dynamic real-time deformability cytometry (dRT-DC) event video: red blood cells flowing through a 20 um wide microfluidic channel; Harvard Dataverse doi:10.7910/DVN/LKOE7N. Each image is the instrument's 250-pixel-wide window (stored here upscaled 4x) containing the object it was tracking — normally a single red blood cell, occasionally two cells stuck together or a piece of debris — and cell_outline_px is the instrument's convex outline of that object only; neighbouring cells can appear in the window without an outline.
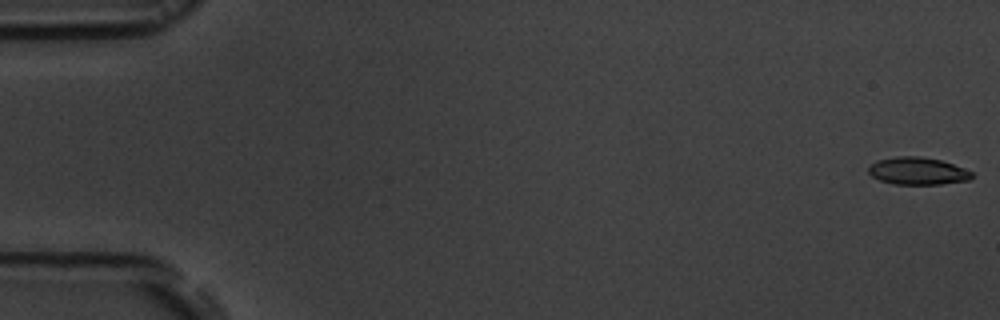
{"species": "common noctule bat (a hibernating species)", "species_latin": "Nyctalus noctula", "temperature_condition": "room temperature", "stored_images_in_passage": 56, "camera_frame_rate_fps": 3000, "um_per_image_px": 0.085, "animal": {"sex": "male", "body_mass_g": 19.5, "forearm_length_mm": 54.6}, "frame": {"image": 1, "passage_image": 1, "time_ms": 0.0, "image_size_px": [1000, 320], "cell_outline_px": [[972, 176], [968, 180], [940, 184], [896, 184], [880, 180], [872, 176], [868, 172], [868, 168], [876, 160], [896, 156], [920, 156], [940, 160], [964, 168], [972, 172]], "centroid_in_image_um": [77.98, 14.53], "position_along_channel_um": 7.0, "area_um2": 16.36}}
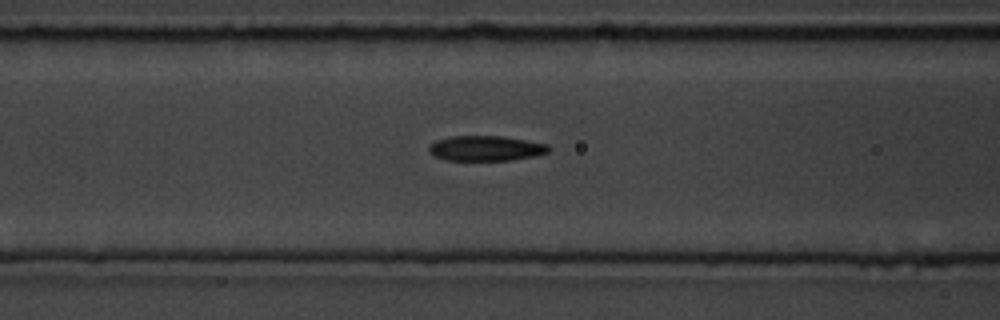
{"frame": {"image": 2, "passage_image": 23, "time_ms": 7.333, "image_size_px": [1000, 320], "cell_outline_px": [[552, 148], [548, 152], [532, 156], [512, 160], [448, 160], [436, 156], [428, 152], [428, 148], [436, 140], [452, 136], [500, 136], [548, 144]], "centroid_in_image_um": [41.3, 12.6], "position_along_channel_um": 125.3, "area_um2": 17.34}}
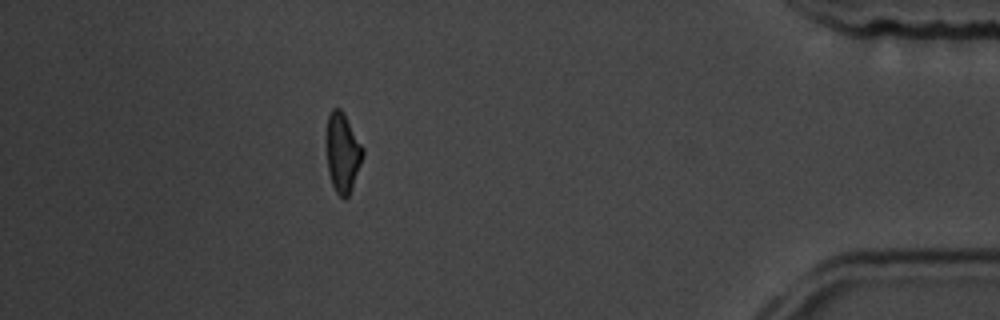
{"frame": {"image": 3, "passage_image": 50, "time_ms": 16.333, "image_size_px": [1000, 320], "cell_outline_px": [[364, 152], [352, 188], [348, 196], [340, 196], [336, 192], [332, 184], [328, 172], [328, 116], [332, 108], [340, 108], [344, 112], [364, 148]], "centroid_in_image_um": [29.15, 12.94], "position_along_channel_um": 406.1, "area_um2": 16.36}, "authors_computed_cell_mechanics": {"area_um2": 17.4556, "velocity_mm_per_s": 3.67, "shape_relaxation_time_tau1_ms": 3.8959, "shape_relaxation_time_tau2_ms": 2.9795, "deformation_change_tau1": 0.1502, "deformation_change_tau2": 0.0931}}